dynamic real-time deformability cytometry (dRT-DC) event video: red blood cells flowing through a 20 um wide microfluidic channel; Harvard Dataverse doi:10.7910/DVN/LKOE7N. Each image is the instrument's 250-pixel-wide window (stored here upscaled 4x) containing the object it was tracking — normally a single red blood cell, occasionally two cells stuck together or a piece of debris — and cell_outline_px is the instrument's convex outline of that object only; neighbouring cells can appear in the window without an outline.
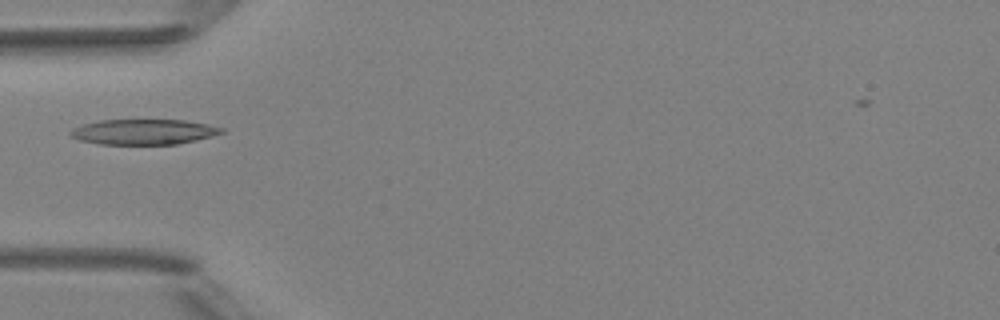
{"species": "Egyptian fruit bat (a non-hibernating species)", "species_latin": "Rousettus aegyptiacus", "temperature_condition": "room temperature", "stored_images_in_passage": 1, "camera_frame_rate_fps": 3000, "um_per_image_px": 0.085, "animal": {"sex": "female"}, "frame": {"image": 1, "passage_image": 1, "time_ms": 0.0, "image_size_px": [1000, 320], "cell_outline_px": [[224, 132], [212, 136], [176, 144], [100, 144], [80, 140], [72, 136], [68, 132], [72, 128], [84, 124], [100, 120], [184, 120], [208, 124], [224, 128]], "centroid_in_image_um": [12.21, 11.2], "position_along_channel_um": 72.8, "area_um2": 22.14}}